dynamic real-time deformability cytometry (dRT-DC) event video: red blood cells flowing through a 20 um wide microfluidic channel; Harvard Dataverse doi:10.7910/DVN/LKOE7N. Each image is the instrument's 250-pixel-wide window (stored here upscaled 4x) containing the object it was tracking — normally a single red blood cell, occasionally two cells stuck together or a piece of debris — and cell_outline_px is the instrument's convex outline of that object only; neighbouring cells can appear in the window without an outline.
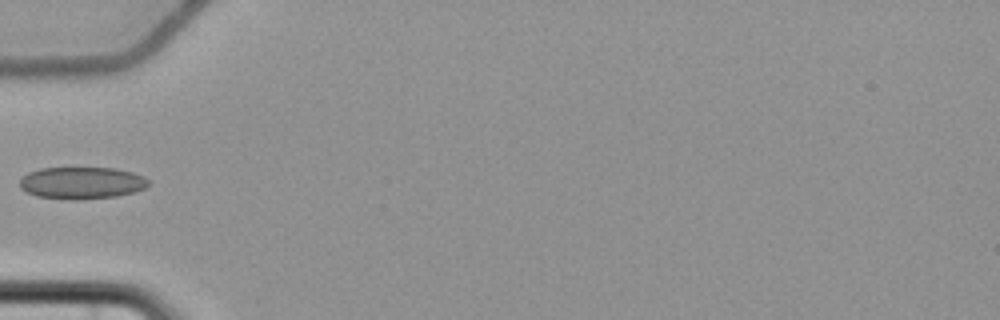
{"species": "common noctule bat (a hibernating species)", "species_latin": "Nyctalus noctula", "temperature_condition": "cold", "stored_images_in_passage": 6, "camera_frame_rate_fps": 3000, "um_per_image_px": 0.085, "animal": {"sex": "female", "body_mass_g": 22.7, "forearm_length_mm": 54.2}, "frame": {"image": 1, "passage_image": 6, "time_ms": 6.0, "image_size_px": [1000, 320], "cell_outline_px": [[148, 184], [144, 188], [132, 192], [116, 196], [76, 200], [72, 200], [36, 196], [20, 188], [20, 180], [28, 172], [40, 168], [72, 164], [116, 168], [132, 172], [144, 176], [148, 180]], "centroid_in_image_um": [6.91, 15.48], "position_along_channel_um": 78.1, "area_um2": 25.03}}